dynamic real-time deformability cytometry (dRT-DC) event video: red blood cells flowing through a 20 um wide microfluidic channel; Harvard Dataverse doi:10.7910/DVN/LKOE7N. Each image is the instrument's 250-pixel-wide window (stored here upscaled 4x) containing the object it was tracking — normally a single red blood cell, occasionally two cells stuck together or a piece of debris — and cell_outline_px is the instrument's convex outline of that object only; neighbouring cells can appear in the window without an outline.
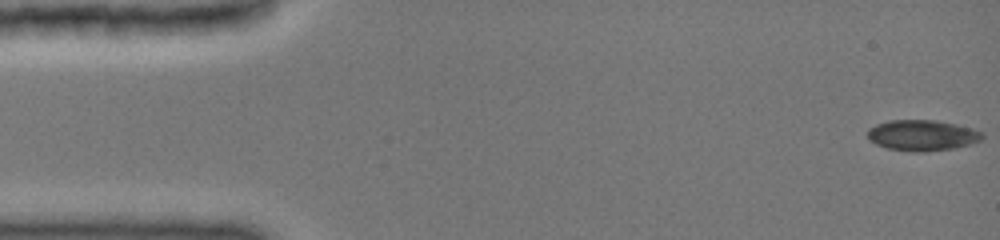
{"species": "common noctule bat (a hibernating species)", "species_latin": "Nyctalus noctula", "temperature_condition": "cold", "stored_images_in_passage": 11, "camera_frame_rate_fps": 3000, "um_per_image_px": 0.085, "animal": {"sex": "female", "body_mass_g": 19.0, "forearm_length_mm": 51.5}, "frame": {"image": 1, "passage_image": 1, "time_ms": 0.0, "image_size_px": [1000, 240], "cell_outline_px": [[984, 136], [980, 140], [956, 148], [924, 152], [912, 152], [888, 148], [876, 144], [868, 140], [868, 128], [876, 124], [888, 120], [936, 120], [956, 124], [972, 128], [984, 132]], "centroid_in_image_um": [78.38, 11.5], "position_along_channel_um": 6.6, "area_um2": 20.75}}
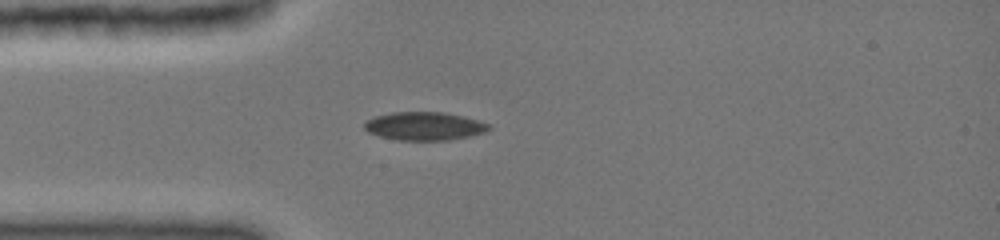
{"frame": {"image": 2, "passage_image": 10, "time_ms": 4.0, "image_size_px": [1000, 240], "cell_outline_px": [[492, 128], [484, 132], [468, 136], [448, 140], [396, 140], [380, 136], [368, 132], [364, 128], [364, 124], [368, 120], [376, 116], [392, 112], [444, 112], [476, 120], [488, 124]], "centroid_in_image_um": [36.04, 10.72], "position_along_channel_um": 49.0, "area_um2": 20.23}}